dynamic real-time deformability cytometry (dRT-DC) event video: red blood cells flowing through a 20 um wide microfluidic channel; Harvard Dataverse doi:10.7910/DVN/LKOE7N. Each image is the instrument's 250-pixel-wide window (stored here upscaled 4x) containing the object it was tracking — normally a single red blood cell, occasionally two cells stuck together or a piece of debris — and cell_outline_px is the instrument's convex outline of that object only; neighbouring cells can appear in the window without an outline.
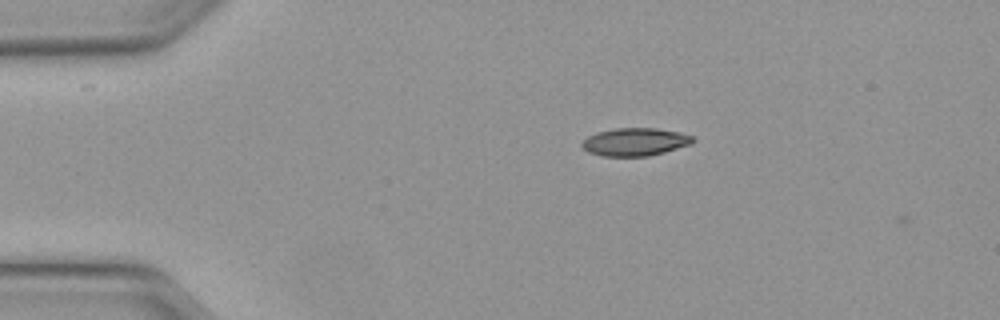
{"species": "Egyptian fruit bat (a non-hibernating species)", "species_latin": "Rousettus aegyptiacus", "temperature_condition": "warm", "stored_images_in_passage": 3, "camera_frame_rate_fps": 3000, "um_per_image_px": 0.085, "animal": {"sex": "female"}, "frame": {"image": 1, "passage_image": 2, "time_ms": 0.333, "image_size_px": [1000, 320], "cell_outline_px": [[696, 140], [692, 144], [664, 152], [648, 156], [600, 156], [588, 152], [580, 144], [588, 136], [596, 132], [616, 128], [656, 128], [680, 132], [692, 136]], "centroid_in_image_um": [53.99, 12.06], "position_along_channel_um": 31.0, "area_um2": 18.09}}